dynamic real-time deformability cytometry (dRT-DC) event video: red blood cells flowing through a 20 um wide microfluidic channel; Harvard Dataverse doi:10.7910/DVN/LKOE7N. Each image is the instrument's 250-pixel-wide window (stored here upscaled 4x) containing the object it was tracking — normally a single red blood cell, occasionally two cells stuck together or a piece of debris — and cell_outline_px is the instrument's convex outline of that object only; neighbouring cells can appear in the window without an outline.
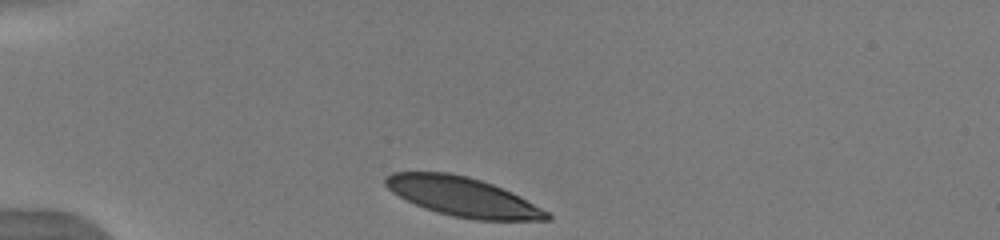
{"species": "human", "species_latin": "Homo sapiens", "temperature_condition": "warm", "stored_images_in_passage": 35, "camera_frame_rate_fps": 3000, "um_per_image_px": 0.085, "donor": {"sex": "male"}, "frame": {"image": 1, "passage_image": 1, "time_ms": 0.0, "image_size_px": [1000, 240], "cell_outline_px": [[552, 220], [476, 220], [452, 216], [424, 208], [392, 192], [384, 184], [384, 176], [392, 172], [448, 172], [468, 176], [492, 184], [512, 192], [520, 196], [548, 212], [552, 216]], "centroid_in_image_um": [39.33, 16.72], "position_along_channel_um": 45.7, "area_um2": 36.76}}
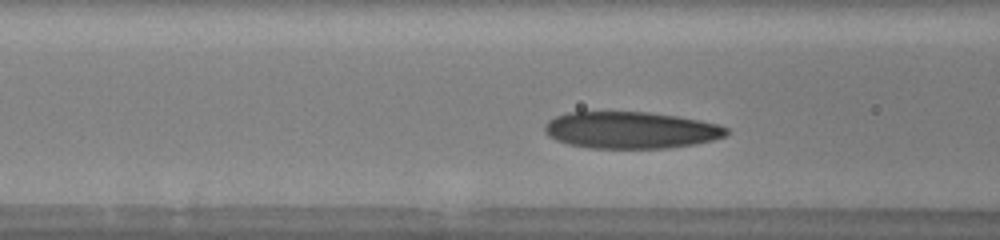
{"frame": {"image": 2, "passage_image": 9, "time_ms": 2.667, "image_size_px": [1000, 240], "cell_outline_px": [[728, 132], [724, 136], [712, 140], [696, 144], [668, 148], [588, 148], [568, 144], [556, 140], [548, 136], [544, 132], [544, 124], [548, 120], [556, 116], [568, 112], [648, 112], [676, 116], [700, 120], [720, 124], [728, 128]], "centroid_in_image_um": [53.6, 11.06], "position_along_channel_um": 113.0, "area_um2": 39.19}}
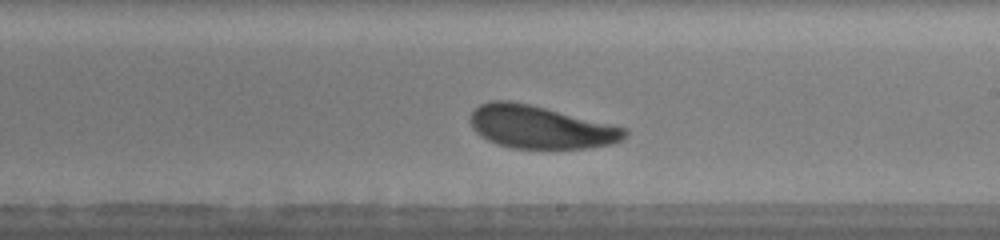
{"frame": {"image": 3, "passage_image": 19, "time_ms": 6.0, "image_size_px": [1000, 240], "cell_outline_px": [[628, 132], [624, 140], [612, 144], [588, 148], [512, 148], [496, 144], [480, 136], [472, 128], [472, 112], [480, 104], [492, 100], [508, 100], [528, 104], [612, 124], [628, 128]], "centroid_in_image_um": [45.97, 10.81], "position_along_channel_um": 243.0, "area_um2": 38.38}, "authors_computed_cell_mechanics": {"area_um2": 39.1884, "velocity_mm_per_s": 3.9012, "shape_relaxation_time_tau1_ms": 2.0857, "shape_relaxation_time_tau2_ms": 3.7396, "deformation_change_tau1": 0.1059, "deformation_change_tau2": 0.1201}}